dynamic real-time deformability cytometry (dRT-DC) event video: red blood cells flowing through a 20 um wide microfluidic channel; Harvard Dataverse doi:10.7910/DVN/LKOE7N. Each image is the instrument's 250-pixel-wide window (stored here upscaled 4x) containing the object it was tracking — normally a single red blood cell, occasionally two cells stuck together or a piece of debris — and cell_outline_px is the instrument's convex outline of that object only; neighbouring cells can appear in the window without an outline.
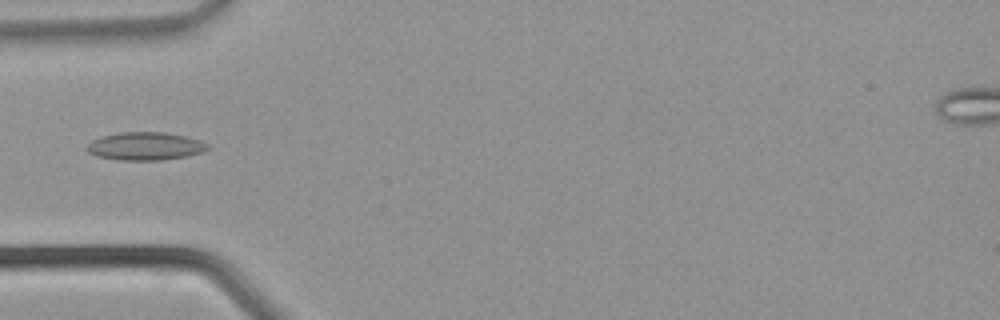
{"species": "common noctule bat (a hibernating species)", "species_latin": "Nyctalus noctula", "temperature_condition": "warm", "stored_images_in_passage": 36, "camera_frame_rate_fps": 3000, "um_per_image_px": 0.085, "animal": {"sex": "male", "body_mass_g": 21.5, "forearm_length_mm": 52.0}, "frame": {"image": 1, "passage_image": 12, "time_ms": 3.667, "image_size_px": [1000, 320], "cell_outline_px": [[212, 148], [188, 156], [160, 160], [120, 160], [96, 156], [88, 152], [84, 148], [92, 140], [100, 136], [120, 132], [164, 132], [184, 136], [200, 140], [208, 144]], "centroid_in_image_um": [12.32, 12.42], "position_along_channel_um": 72.7, "area_um2": 19.83}}
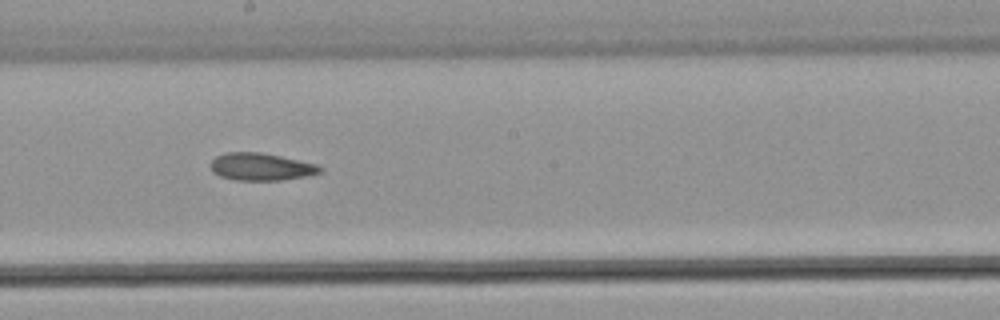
{"frame": {"image": 2, "passage_image": 20, "time_ms": 6.333, "image_size_px": [1000, 320], "cell_outline_px": [[324, 168], [320, 172], [308, 176], [280, 180], [236, 180], [220, 176], [212, 172], [212, 160], [216, 156], [224, 152], [260, 152], [280, 156], [316, 164]], "centroid_in_image_um": [22.19, 14.17], "position_along_channel_um": 226.0, "area_um2": 17.4}}
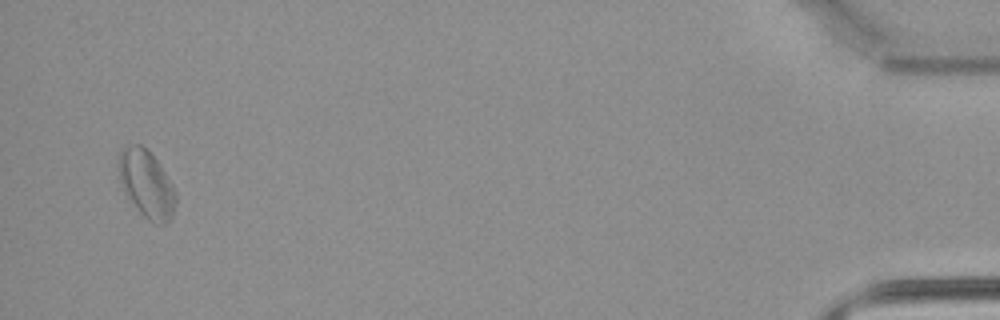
{"frame": {"image": 3, "passage_image": 35, "time_ms": 11.333, "image_size_px": [1000, 320], "cell_outline_px": [[176, 204], [172, 220], [164, 224], [160, 224], [148, 220], [140, 212], [124, 192], [120, 180], [120, 152], [128, 144], [140, 144], [156, 160], [172, 184], [176, 192]], "centroid_in_image_um": [12.49, 15.68], "position_along_channel_um": 422.7, "area_um2": 21.96}}